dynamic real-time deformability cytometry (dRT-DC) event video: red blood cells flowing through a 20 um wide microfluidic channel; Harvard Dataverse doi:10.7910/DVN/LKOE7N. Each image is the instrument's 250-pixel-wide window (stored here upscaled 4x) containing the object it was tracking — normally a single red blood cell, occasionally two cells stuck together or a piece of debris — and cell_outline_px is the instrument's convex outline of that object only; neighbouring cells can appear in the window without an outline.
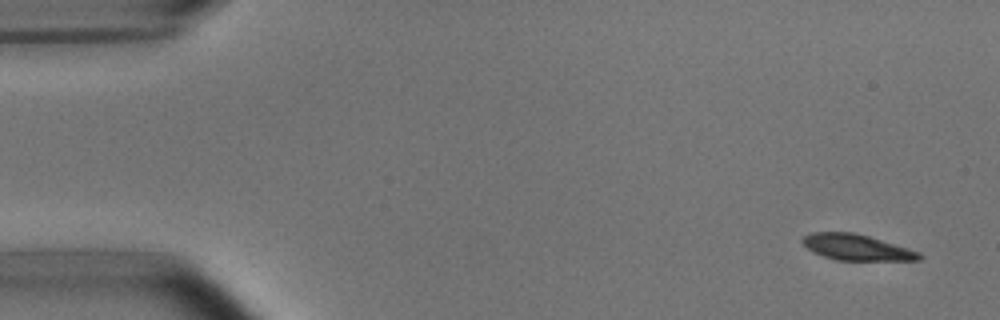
{"species": "common noctule bat (a hibernating species)", "species_latin": "Nyctalus noctula", "temperature_condition": "room temperature", "stored_images_in_passage": 51, "camera_frame_rate_fps": 3000, "um_per_image_px": 0.085, "animal": {"sex": "male", "body_mass_g": 15.6}, "frame": {"image": 1, "passage_image": 1, "time_ms": 0.0, "image_size_px": [1000, 320], "cell_outline_px": [[924, 256], [920, 260], [836, 260], [824, 256], [808, 248], [800, 240], [804, 236], [812, 232], [852, 232], [868, 236], [908, 248], [920, 252]], "centroid_in_image_um": [72.83, 21.02], "position_along_channel_um": 12.2, "area_um2": 17.4}}
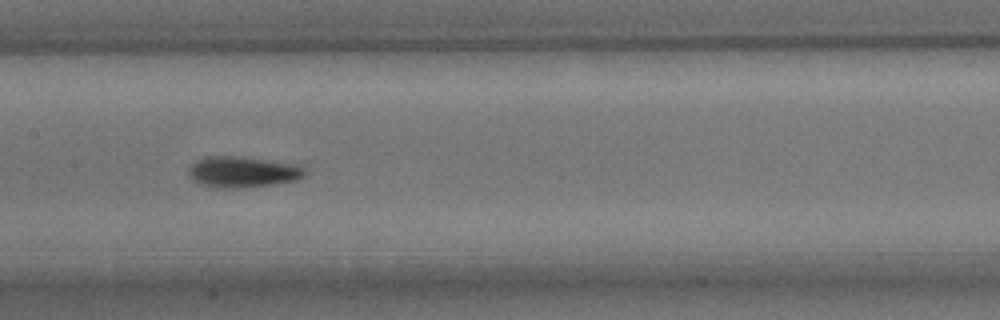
{"frame": {"image": 2, "passage_image": 24, "time_ms": 7.667, "image_size_px": [1000, 320], "cell_outline_px": [[308, 172], [304, 176], [296, 180], [276, 184], [240, 188], [220, 188], [200, 184], [192, 180], [188, 176], [188, 168], [196, 160], [204, 156], [236, 156], [296, 164], [304, 168]], "centroid_in_image_um": [20.6, 14.62], "position_along_channel_um": 186.8, "area_um2": 21.15}}
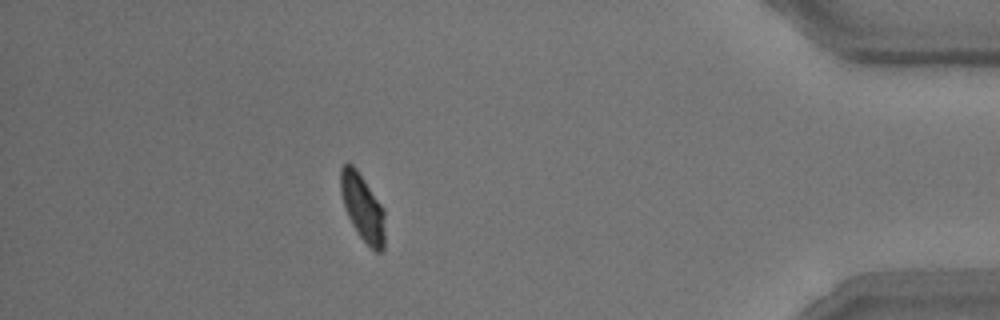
{"frame": {"image": 3, "passage_image": 45, "time_ms": 14.667, "image_size_px": [1000, 320], "cell_outline_px": [[384, 248], [380, 252], [376, 252], [360, 236], [352, 224], [348, 216], [340, 192], [340, 168], [348, 160], [356, 168], [384, 208]], "centroid_in_image_um": [30.81, 17.59], "position_along_channel_um": 404.4, "area_um2": 17.17}, "authors_computed_cell_mechanics": {"area_um2": 18.785, "velocity_mm_per_s": 3.7867, "shape_relaxation_time_tau1_ms": 3.8612, "shape_relaxation_time_tau2_ms": 1.9888, "deformation_change_tau1": 0.1647, "deformation_change_tau2": 0.0532}}